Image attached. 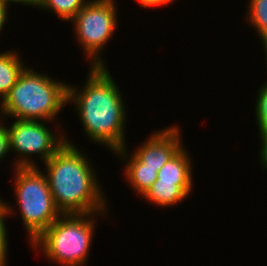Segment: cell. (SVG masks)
I'll list each match as a JSON object with an SVG mask.
<instances>
[{"mask_svg":"<svg viewBox=\"0 0 267 266\" xmlns=\"http://www.w3.org/2000/svg\"><path fill=\"white\" fill-rule=\"evenodd\" d=\"M88 69L82 88L68 84V105L74 104L83 133L90 142L104 145L114 153L127 146V106L108 67Z\"/></svg>","mask_w":267,"mask_h":266,"instance_id":"cell-1","label":"cell"},{"mask_svg":"<svg viewBox=\"0 0 267 266\" xmlns=\"http://www.w3.org/2000/svg\"><path fill=\"white\" fill-rule=\"evenodd\" d=\"M67 138L65 132L66 142L44 162L43 172L57 209L62 215L109 212L108 198L103 194L95 166Z\"/></svg>","mask_w":267,"mask_h":266,"instance_id":"cell-2","label":"cell"},{"mask_svg":"<svg viewBox=\"0 0 267 266\" xmlns=\"http://www.w3.org/2000/svg\"><path fill=\"white\" fill-rule=\"evenodd\" d=\"M66 105L68 84L27 66L0 102V117L49 121L51 124Z\"/></svg>","mask_w":267,"mask_h":266,"instance_id":"cell-3","label":"cell"},{"mask_svg":"<svg viewBox=\"0 0 267 266\" xmlns=\"http://www.w3.org/2000/svg\"><path fill=\"white\" fill-rule=\"evenodd\" d=\"M98 215L109 216L108 212L61 215L31 243L30 247L41 250L46 259L53 264L86 266Z\"/></svg>","mask_w":267,"mask_h":266,"instance_id":"cell-4","label":"cell"},{"mask_svg":"<svg viewBox=\"0 0 267 266\" xmlns=\"http://www.w3.org/2000/svg\"><path fill=\"white\" fill-rule=\"evenodd\" d=\"M15 181L13 182L17 210L22 218L32 243L62 214L57 209L51 194L47 177L38 167L12 168Z\"/></svg>","mask_w":267,"mask_h":266,"instance_id":"cell-5","label":"cell"},{"mask_svg":"<svg viewBox=\"0 0 267 266\" xmlns=\"http://www.w3.org/2000/svg\"><path fill=\"white\" fill-rule=\"evenodd\" d=\"M116 0H89L70 20L76 41L90 67H107L102 58L103 47L112 39L118 27Z\"/></svg>","mask_w":267,"mask_h":266,"instance_id":"cell-6","label":"cell"},{"mask_svg":"<svg viewBox=\"0 0 267 266\" xmlns=\"http://www.w3.org/2000/svg\"><path fill=\"white\" fill-rule=\"evenodd\" d=\"M48 122L15 119L7 126L10 151L16 155L13 168L38 167L32 156L37 154L38 160L44 163L66 142L64 128L59 126V131L54 132Z\"/></svg>","mask_w":267,"mask_h":266,"instance_id":"cell-7","label":"cell"},{"mask_svg":"<svg viewBox=\"0 0 267 266\" xmlns=\"http://www.w3.org/2000/svg\"><path fill=\"white\" fill-rule=\"evenodd\" d=\"M178 125L154 131L143 143H139L133 154L145 167L160 168L184 145Z\"/></svg>","mask_w":267,"mask_h":266,"instance_id":"cell-8","label":"cell"},{"mask_svg":"<svg viewBox=\"0 0 267 266\" xmlns=\"http://www.w3.org/2000/svg\"><path fill=\"white\" fill-rule=\"evenodd\" d=\"M126 147L115 151L114 154L119 156L120 159L122 158L121 161L124 160L123 176L126 182L130 184V188H133L135 194L143 196L157 180V170L145 167L133 154H130L128 146Z\"/></svg>","mask_w":267,"mask_h":266,"instance_id":"cell-9","label":"cell"},{"mask_svg":"<svg viewBox=\"0 0 267 266\" xmlns=\"http://www.w3.org/2000/svg\"><path fill=\"white\" fill-rule=\"evenodd\" d=\"M194 183H167L157 179L141 197L162 208L178 205L186 200L193 190Z\"/></svg>","mask_w":267,"mask_h":266,"instance_id":"cell-10","label":"cell"},{"mask_svg":"<svg viewBox=\"0 0 267 266\" xmlns=\"http://www.w3.org/2000/svg\"><path fill=\"white\" fill-rule=\"evenodd\" d=\"M185 144L160 168L157 179L167 183H194L193 162Z\"/></svg>","mask_w":267,"mask_h":266,"instance_id":"cell-11","label":"cell"},{"mask_svg":"<svg viewBox=\"0 0 267 266\" xmlns=\"http://www.w3.org/2000/svg\"><path fill=\"white\" fill-rule=\"evenodd\" d=\"M17 51L0 53V102L9 94L27 65Z\"/></svg>","mask_w":267,"mask_h":266,"instance_id":"cell-12","label":"cell"},{"mask_svg":"<svg viewBox=\"0 0 267 266\" xmlns=\"http://www.w3.org/2000/svg\"><path fill=\"white\" fill-rule=\"evenodd\" d=\"M89 0H33V8L53 12L61 20L70 21Z\"/></svg>","mask_w":267,"mask_h":266,"instance_id":"cell-13","label":"cell"},{"mask_svg":"<svg viewBox=\"0 0 267 266\" xmlns=\"http://www.w3.org/2000/svg\"><path fill=\"white\" fill-rule=\"evenodd\" d=\"M247 23L256 30L260 41L267 37V0H249Z\"/></svg>","mask_w":267,"mask_h":266,"instance_id":"cell-14","label":"cell"},{"mask_svg":"<svg viewBox=\"0 0 267 266\" xmlns=\"http://www.w3.org/2000/svg\"><path fill=\"white\" fill-rule=\"evenodd\" d=\"M9 205L0 198V266H8V233L6 219L14 215L16 207ZM15 208V209H13Z\"/></svg>","mask_w":267,"mask_h":266,"instance_id":"cell-15","label":"cell"},{"mask_svg":"<svg viewBox=\"0 0 267 266\" xmlns=\"http://www.w3.org/2000/svg\"><path fill=\"white\" fill-rule=\"evenodd\" d=\"M258 89L257 98L255 100V119L257 120V127L259 139L262 140L267 135V82Z\"/></svg>","mask_w":267,"mask_h":266,"instance_id":"cell-16","label":"cell"},{"mask_svg":"<svg viewBox=\"0 0 267 266\" xmlns=\"http://www.w3.org/2000/svg\"><path fill=\"white\" fill-rule=\"evenodd\" d=\"M2 120H6V119H2V117H0V162H2L3 158H5L7 155H9V153L12 154V152L10 151V142H9V134H8V130H7V125L6 123L3 124Z\"/></svg>","mask_w":267,"mask_h":266,"instance_id":"cell-17","label":"cell"},{"mask_svg":"<svg viewBox=\"0 0 267 266\" xmlns=\"http://www.w3.org/2000/svg\"><path fill=\"white\" fill-rule=\"evenodd\" d=\"M259 160L262 169L267 171V135L260 141Z\"/></svg>","mask_w":267,"mask_h":266,"instance_id":"cell-18","label":"cell"},{"mask_svg":"<svg viewBox=\"0 0 267 266\" xmlns=\"http://www.w3.org/2000/svg\"><path fill=\"white\" fill-rule=\"evenodd\" d=\"M142 8L150 7H160L164 5H169L175 0H137Z\"/></svg>","mask_w":267,"mask_h":266,"instance_id":"cell-19","label":"cell"},{"mask_svg":"<svg viewBox=\"0 0 267 266\" xmlns=\"http://www.w3.org/2000/svg\"><path fill=\"white\" fill-rule=\"evenodd\" d=\"M9 6L6 2L0 1V34L4 30V25L7 24Z\"/></svg>","mask_w":267,"mask_h":266,"instance_id":"cell-20","label":"cell"},{"mask_svg":"<svg viewBox=\"0 0 267 266\" xmlns=\"http://www.w3.org/2000/svg\"><path fill=\"white\" fill-rule=\"evenodd\" d=\"M0 1H3V2H6L7 4H21V5H25L26 6H32L33 7V0H0Z\"/></svg>","mask_w":267,"mask_h":266,"instance_id":"cell-21","label":"cell"},{"mask_svg":"<svg viewBox=\"0 0 267 266\" xmlns=\"http://www.w3.org/2000/svg\"><path fill=\"white\" fill-rule=\"evenodd\" d=\"M260 42H261L260 44L263 45L262 47H263L264 55L266 56L265 60L267 61V37L262 39ZM266 69H267V65H266Z\"/></svg>","mask_w":267,"mask_h":266,"instance_id":"cell-22","label":"cell"}]
</instances>
